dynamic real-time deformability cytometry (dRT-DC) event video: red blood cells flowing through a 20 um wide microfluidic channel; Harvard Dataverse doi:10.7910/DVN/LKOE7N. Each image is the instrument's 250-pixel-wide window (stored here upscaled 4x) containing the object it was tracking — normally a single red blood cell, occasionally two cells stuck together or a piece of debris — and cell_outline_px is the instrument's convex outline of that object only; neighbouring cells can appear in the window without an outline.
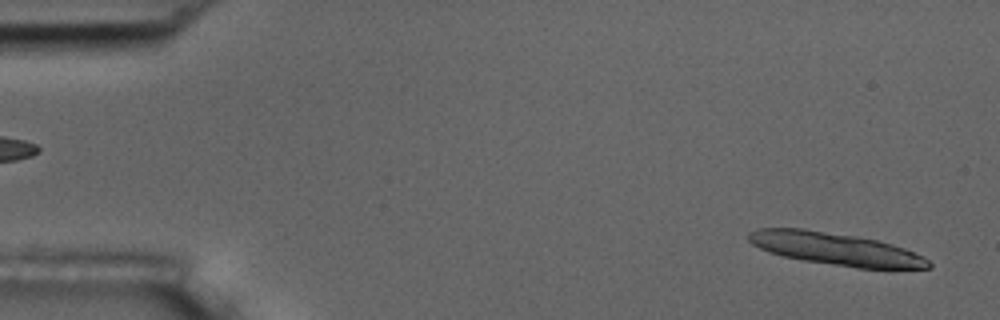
{"species": "common noctule bat (a hibernating species)", "species_latin": "Nyctalus noctula", "temperature_condition": "room temperature", "stored_images_in_passage": 14, "camera_frame_rate_fps": 3000, "um_per_image_px": 0.085, "animal": {"sex": "male", "body_mass_g": 17.5, "forearm_length_mm": 52.3}, "frame": {"image": 1, "passage_image": 2, "time_ms": 0.333, "image_size_px": [1000, 320], "cell_outline_px": [[932, 268], [856, 268], [804, 260], [784, 256], [768, 252], [752, 244], [748, 240], [748, 232], [756, 228], [804, 228], [856, 236], [876, 240], [892, 244], [904, 248], [924, 256], [932, 264]], "centroid_in_image_um": [71.01, 21.14], "position_along_channel_um": 14.0, "area_um2": 33.99}}